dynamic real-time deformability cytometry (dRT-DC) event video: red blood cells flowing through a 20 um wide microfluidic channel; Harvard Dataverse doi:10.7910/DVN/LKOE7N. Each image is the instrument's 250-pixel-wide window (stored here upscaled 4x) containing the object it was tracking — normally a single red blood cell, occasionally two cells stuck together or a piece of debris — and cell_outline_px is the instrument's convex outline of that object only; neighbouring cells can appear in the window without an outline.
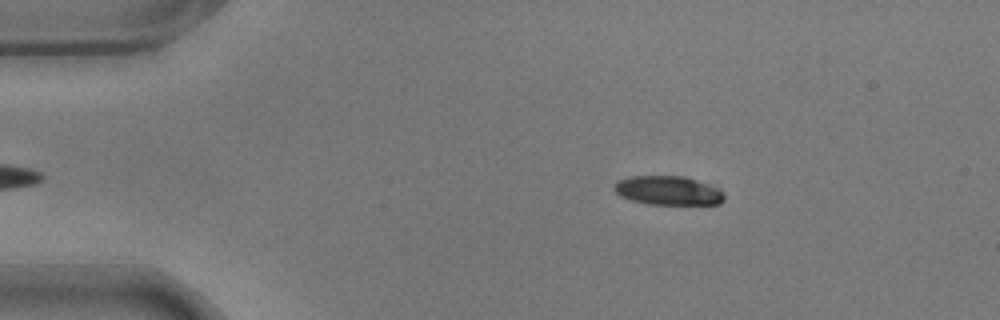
{"species": "common noctule bat (a hibernating species)", "species_latin": "Nyctalus noctula", "temperature_condition": "warm", "stored_images_in_passage": 12, "camera_frame_rate_fps": 3000, "um_per_image_px": 0.085, "animal": {"sex": "male", "body_mass_g": 17.9}, "frame": {"image": 1, "passage_image": 4, "time_ms": 1.0, "image_size_px": [1000, 320], "cell_outline_px": [[724, 200], [720, 204], [648, 204], [632, 200], [620, 196], [612, 188], [616, 180], [628, 176], [684, 176], [720, 188], [724, 192]], "centroid_in_image_um": [56.78, 16.19], "position_along_channel_um": 28.2, "area_um2": 18.79}}